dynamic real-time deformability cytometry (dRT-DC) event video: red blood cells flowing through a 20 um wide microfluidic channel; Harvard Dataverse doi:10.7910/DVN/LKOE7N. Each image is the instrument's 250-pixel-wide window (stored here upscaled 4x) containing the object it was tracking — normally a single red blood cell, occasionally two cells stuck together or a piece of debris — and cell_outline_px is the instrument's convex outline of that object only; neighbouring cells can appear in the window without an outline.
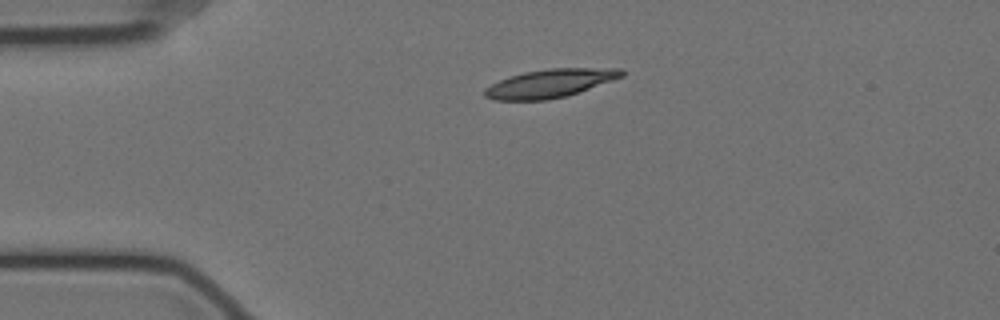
{"species": "Egyptian fruit bat (a non-hibernating species)", "species_latin": "Rousettus aegyptiacus", "temperature_condition": "cold", "stored_images_in_passage": 46, "camera_frame_rate_fps": 3000, "um_per_image_px": 0.085, "animal": {"sex": "female"}, "frame": {"image": 1, "passage_image": 1, "time_ms": 0.0, "image_size_px": [1000, 320], "cell_outline_px": [[624, 76], [564, 96], [548, 100], [492, 100], [484, 96], [484, 88], [500, 80], [524, 72], [548, 68], [624, 68]], "centroid_in_image_um": [46.73, 7.08], "position_along_channel_um": 38.3, "area_um2": 22.37}}
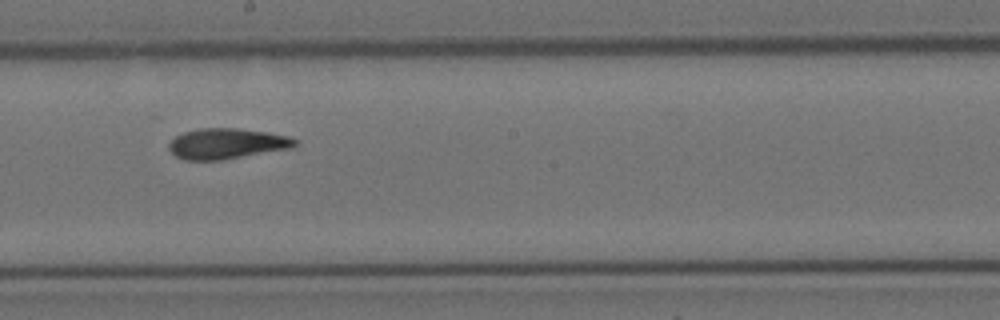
{"frame": {"image": 2, "passage_image": 20, "time_ms": 6.333, "image_size_px": [1000, 320], "cell_outline_px": [[296, 144], [288, 148], [224, 160], [184, 160], [176, 156], [168, 148], [168, 144], [176, 136], [184, 132], [200, 128], [236, 128], [268, 132], [288, 136], [296, 140]], "centroid_in_image_um": [19.23, 12.21], "position_along_channel_um": 229.0, "area_um2": 22.25}}
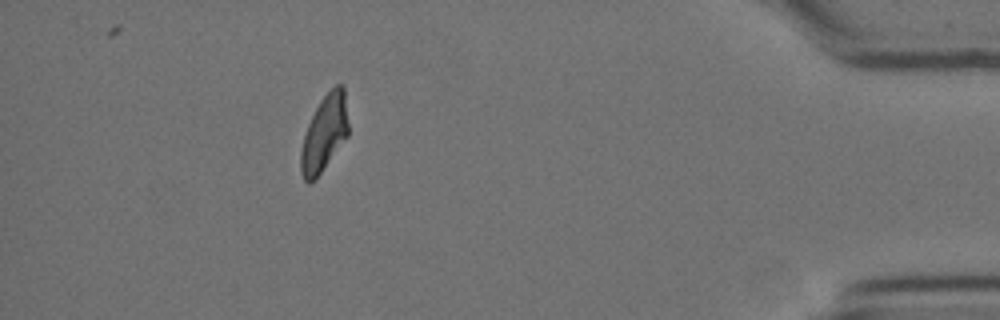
{"frame": {"image": 3, "passage_image": 40, "time_ms": 13.0, "image_size_px": [1000, 320], "cell_outline_px": [[348, 136], [316, 180], [308, 184], [304, 180], [300, 172], [300, 152], [304, 136], [308, 124], [320, 100], [336, 84], [344, 84], [348, 124]], "centroid_in_image_um": [27.57, 11.37], "position_along_channel_um": 407.6, "area_um2": 21.27}, "authors_computed_cell_mechanics": {"area_um2": 22.253, "velocity_mm_per_s": 3.493, "shape_relaxation_time_tau1_ms": 7.4982, "shape_relaxation_time_tau2_ms": 2.3086, "deformation_change_tau1": 0.2045, "deformation_change_tau2": 0.0941}}